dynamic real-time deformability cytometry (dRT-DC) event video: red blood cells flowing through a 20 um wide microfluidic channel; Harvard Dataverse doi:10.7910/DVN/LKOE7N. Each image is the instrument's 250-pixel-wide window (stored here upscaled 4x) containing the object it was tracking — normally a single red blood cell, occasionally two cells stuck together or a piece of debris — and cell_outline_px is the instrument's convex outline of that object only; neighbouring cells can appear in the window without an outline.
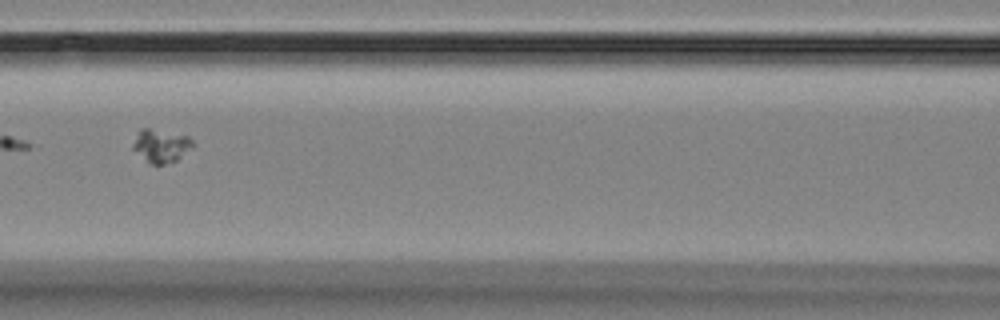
{"species": "Egyptian fruit bat (a non-hibernating species)", "species_latin": "Rousettus aegyptiacus", "temperature_condition": "room temperature", "stored_images_in_passage": 16, "segment_of_instrument_passage": [1, 2], "camera_frame_rate_fps": 3000, "um_per_image_px": 0.085, "animal": {"sex": "female"}, "frame": {"image": 1, "passage_image": 8, "time_ms": 9.0, "image_size_px": [1000, 320], "cell_outline_px": [[196, 144], [192, 148], [176, 160], [164, 164], [148, 164], [132, 148], [132, 144], [140, 128], [148, 128], [188, 136]], "centroid_in_image_um": [13.68, 12.4], "position_along_channel_um": 152.9, "area_um2": 11.56}}
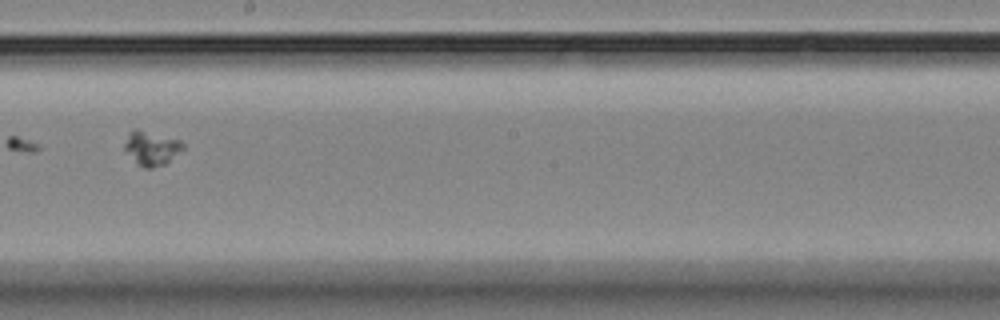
{"frame": {"image": 2, "passage_image": 10, "time_ms": 11.333, "image_size_px": [1000, 320], "cell_outline_px": [[184, 148], [164, 164], [152, 168], [144, 168], [136, 164], [124, 148], [124, 144], [128, 132], [136, 128], [180, 140], [184, 144]], "centroid_in_image_um": [12.84, 12.58], "position_along_channel_um": 235.4, "area_um2": 11.56}}
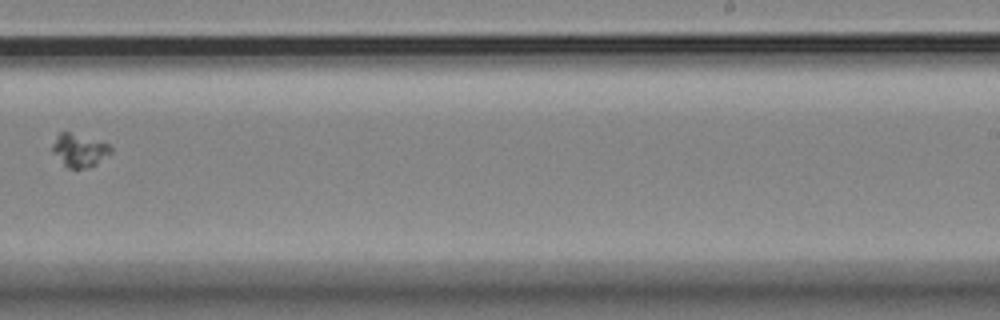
{"frame": {"image": 3, "passage_image": 11, "time_ms": 12.667, "image_size_px": [1000, 320], "cell_outline_px": [[112, 152], [96, 164], [88, 168], [68, 168], [52, 152], [52, 144], [60, 132], [68, 132], [108, 144], [112, 148]], "centroid_in_image_um": [6.74, 12.79], "position_along_channel_um": 282.3, "area_um2": 10.92}}